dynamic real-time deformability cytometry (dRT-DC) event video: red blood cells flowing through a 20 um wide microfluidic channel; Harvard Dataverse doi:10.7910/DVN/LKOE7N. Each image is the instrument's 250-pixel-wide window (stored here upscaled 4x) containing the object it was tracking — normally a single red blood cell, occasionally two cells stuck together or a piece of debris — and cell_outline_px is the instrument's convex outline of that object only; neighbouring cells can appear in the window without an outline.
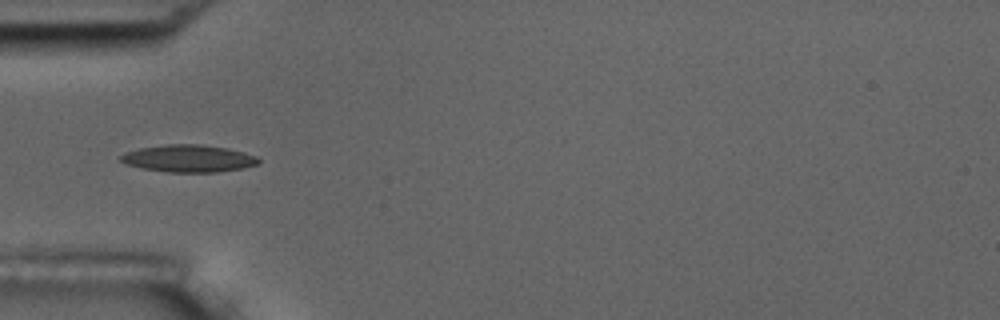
{"species": "common noctule bat (a hibernating species)", "species_latin": "Nyctalus noctula", "temperature_condition": "room temperature", "stored_images_in_passage": 16, "camera_frame_rate_fps": 3000, "um_per_image_px": 0.085, "animal": {"sex": "male", "body_mass_g": 17.5, "forearm_length_mm": 52.3}, "frame": {"image": 1, "passage_image": 5, "time_ms": 5.667, "image_size_px": [1000, 320], "cell_outline_px": [[260, 164], [244, 168], [216, 172], [168, 172], [144, 168], [124, 164], [120, 160], [120, 156], [124, 152], [140, 148], [168, 144], [200, 144], [228, 148], [244, 152], [256, 156], [260, 160]], "centroid_in_image_um": [16.05, 13.47], "position_along_channel_um": 69.0, "area_um2": 21.96}}
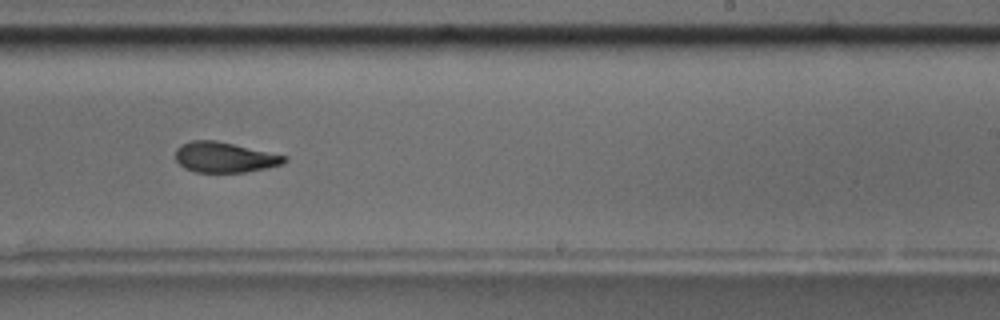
{"frame": {"image": 2, "passage_image": 10, "time_ms": 11.333, "image_size_px": [1000, 320], "cell_outline_px": [[288, 160], [284, 164], [244, 172], [196, 172], [184, 168], [176, 160], [176, 148], [180, 144], [192, 140], [216, 140], [288, 156]], "centroid_in_image_um": [19.09, 13.36], "position_along_channel_um": 269.9, "area_um2": 19.31}, "authors_computed_cell_mechanics": {"area_um2": 20.7791, "velocity_mm_per_s": 3.5469, "shape_relaxation_time_tau1_ms": 6.7539, "shape_relaxation_time_tau2_ms": 2.5086, "deformation_change_tau1": 0.1517, "deformation_change_tau2": 0.0907}}